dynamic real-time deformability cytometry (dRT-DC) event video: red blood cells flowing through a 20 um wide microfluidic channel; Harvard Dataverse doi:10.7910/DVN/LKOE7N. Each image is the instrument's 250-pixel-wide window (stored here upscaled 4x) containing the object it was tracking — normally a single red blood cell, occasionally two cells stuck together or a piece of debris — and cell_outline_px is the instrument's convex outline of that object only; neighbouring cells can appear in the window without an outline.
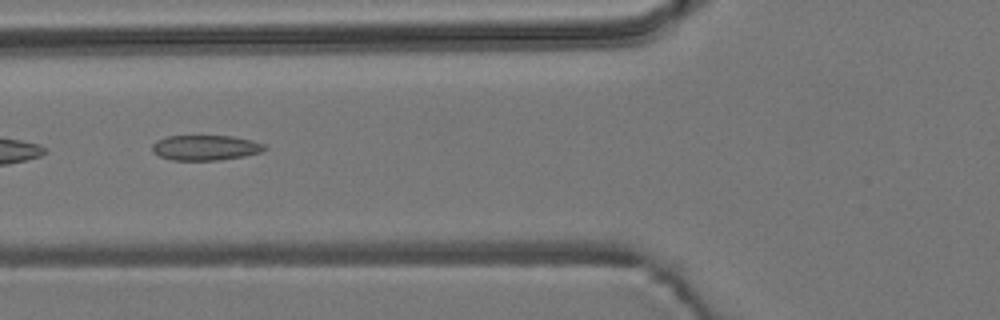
{"species": "common noctule bat (a hibernating species)", "species_latin": "Nyctalus noctula", "temperature_condition": "room temperature", "stored_images_in_passage": 7, "camera_frame_rate_fps": 3000, "um_per_image_px": 0.085, "animal": {"sex": "male", "body_mass_g": 19.2, "forearm_length_mm": 51.8}, "frame": {"image": 1, "passage_image": 3, "time_ms": 2.333, "image_size_px": [1000, 320], "cell_outline_px": [[268, 148], [260, 152], [244, 156], [220, 160], [172, 160], [160, 156], [152, 152], [152, 144], [156, 140], [168, 136], [232, 136], [252, 140], [264, 144]], "centroid_in_image_um": [17.46, 12.55], "position_along_channel_um": 108.3, "area_um2": 16.53}}
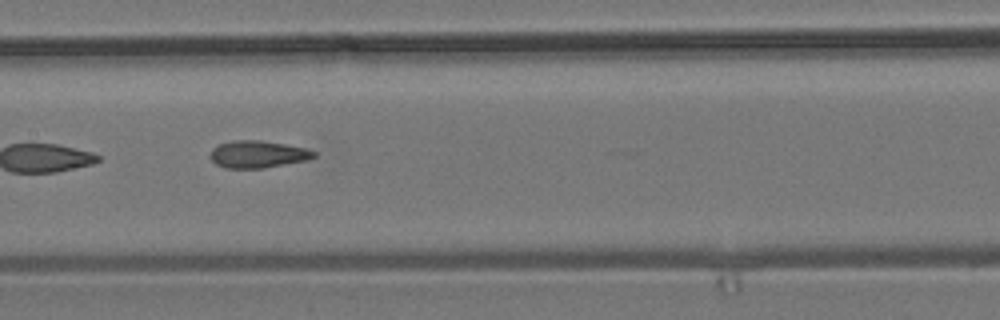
{"frame": {"image": 2, "passage_image": 5, "time_ms": 4.333, "image_size_px": [1000, 320], "cell_outline_px": [[316, 156], [304, 160], [264, 168], [224, 168], [216, 164], [208, 156], [212, 148], [220, 144], [232, 140], [260, 140], [284, 144], [304, 148], [316, 152]], "centroid_in_image_um": [21.85, 13.11], "position_along_channel_um": 185.6, "area_um2": 16.3}}
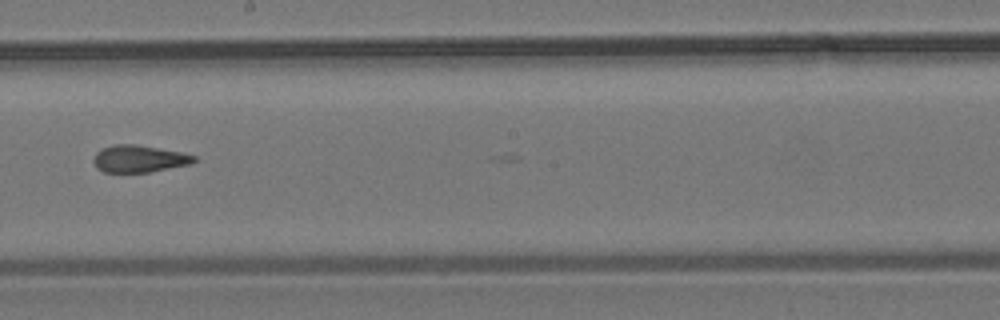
{"frame": {"image": 3, "passage_image": 6, "time_ms": 5.667, "image_size_px": [1000, 320], "cell_outline_px": [[196, 160], [192, 164], [148, 172], [104, 172], [96, 168], [92, 160], [96, 152], [100, 148], [112, 144], [136, 144], [184, 152], [196, 156]], "centroid_in_image_um": [11.81, 13.48], "position_along_channel_um": 236.4, "area_um2": 16.18}}